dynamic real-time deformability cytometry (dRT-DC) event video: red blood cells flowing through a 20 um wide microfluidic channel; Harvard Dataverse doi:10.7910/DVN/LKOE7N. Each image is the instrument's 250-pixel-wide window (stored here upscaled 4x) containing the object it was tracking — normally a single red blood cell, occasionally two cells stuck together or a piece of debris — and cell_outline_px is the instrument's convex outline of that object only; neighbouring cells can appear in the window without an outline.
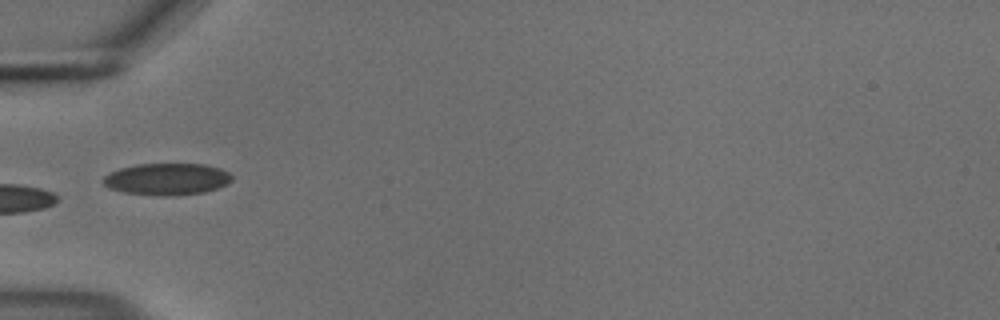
{"species": "common noctule bat (a hibernating species)", "species_latin": "Nyctalus noctula", "temperature_condition": "cold", "stored_images_in_passage": 27, "camera_frame_rate_fps": 3000, "um_per_image_px": 0.085, "animal": {"sex": "male", "body_mass_g": 18.8}, "frame": {"image": 1, "passage_image": 1, "time_ms": 0.0, "image_size_px": [1000, 320], "cell_outline_px": [[232, 180], [216, 188], [204, 192], [164, 196], [124, 192], [108, 188], [100, 180], [104, 176], [120, 168], [136, 164], [204, 164], [220, 168], [228, 172], [232, 176]], "centroid_in_image_um": [14.15, 15.21], "position_along_channel_um": 70.8, "area_um2": 23.64}, "authors_computed_cell_mechanics": {"area_um2": 19.1318, "velocity_mm_per_s": 3.6817, "shape_relaxation_time_tau1_ms": 3.126, "shape_relaxation_time_tau2_ms": null, "deformation_change_tau1": 0.0583, "deformation_change_tau2": null}}